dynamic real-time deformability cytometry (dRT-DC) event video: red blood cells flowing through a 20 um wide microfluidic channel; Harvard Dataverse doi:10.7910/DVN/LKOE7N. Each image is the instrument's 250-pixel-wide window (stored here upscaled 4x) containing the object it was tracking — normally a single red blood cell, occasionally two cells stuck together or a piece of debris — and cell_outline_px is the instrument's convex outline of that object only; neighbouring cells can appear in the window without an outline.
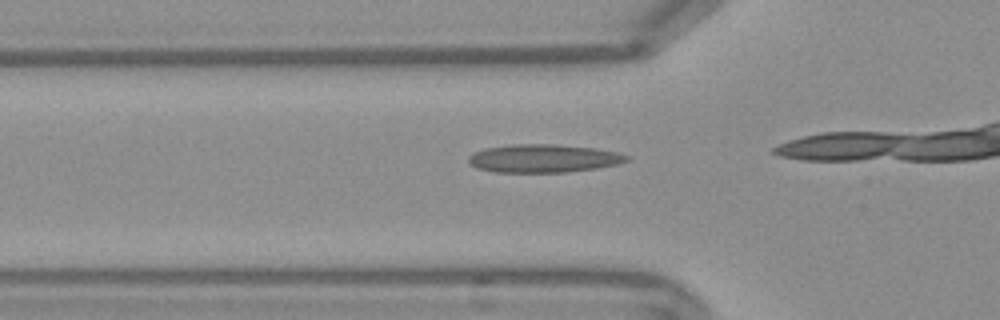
{"species": "Egyptian fruit bat (a non-hibernating species)", "species_latin": "Rousettus aegyptiacus", "temperature_condition": "warm", "stored_images_in_passage": 19, "camera_frame_rate_fps": 3000, "um_per_image_px": 0.085, "frame": {"image": 1, "passage_image": 10, "time_ms": 3.0, "image_size_px": [1000, 320], "cell_outline_px": [[632, 156], [628, 160], [616, 164], [596, 168], [564, 172], [496, 172], [476, 168], [468, 160], [468, 156], [472, 152], [488, 148], [512, 144], [556, 144], [596, 148], [616, 152]], "centroid_in_image_um": [46.2, 13.46], "position_along_channel_um": 79.6, "area_um2": 25.89}}
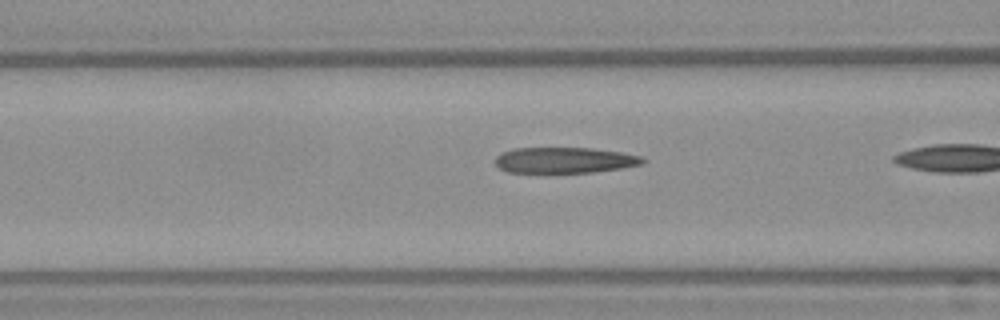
{"frame": {"image": 2, "passage_image": 13, "time_ms": 4.0, "image_size_px": [1000, 320], "cell_outline_px": [[648, 160], [644, 164], [620, 168], [592, 172], [508, 172], [500, 168], [496, 164], [496, 156], [512, 148], [592, 148], [620, 152], [640, 156]], "centroid_in_image_um": [48.02, 13.61], "position_along_channel_um": 118.6, "area_um2": 22.02}}
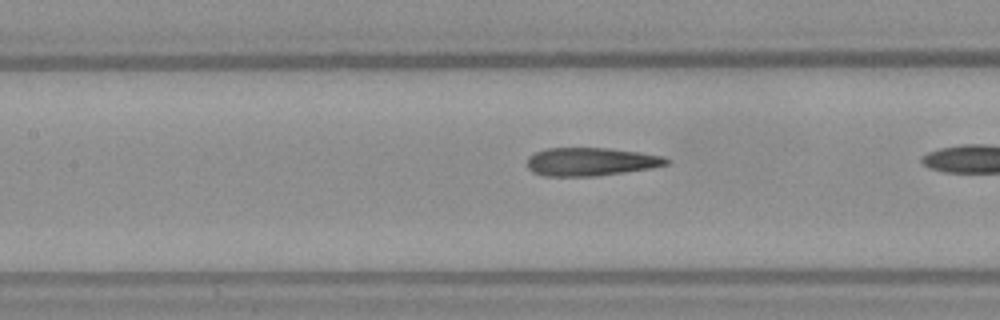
{"frame": {"image": 3, "passage_image": 16, "time_ms": 5.0, "image_size_px": [1000, 320], "cell_outline_px": [[672, 160], [668, 164], [648, 168], [624, 172], [596, 176], [544, 176], [532, 172], [528, 168], [528, 156], [536, 152], [548, 148], [608, 148], [640, 152], [664, 156]], "centroid_in_image_um": [50.22, 13.74], "position_along_channel_um": 157.2, "area_um2": 22.89}}